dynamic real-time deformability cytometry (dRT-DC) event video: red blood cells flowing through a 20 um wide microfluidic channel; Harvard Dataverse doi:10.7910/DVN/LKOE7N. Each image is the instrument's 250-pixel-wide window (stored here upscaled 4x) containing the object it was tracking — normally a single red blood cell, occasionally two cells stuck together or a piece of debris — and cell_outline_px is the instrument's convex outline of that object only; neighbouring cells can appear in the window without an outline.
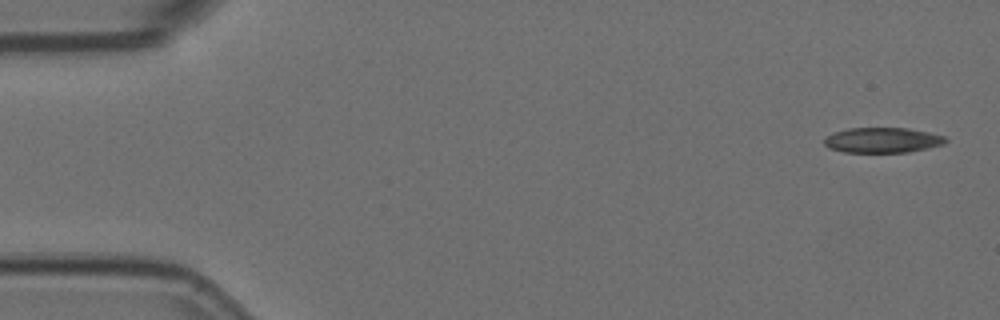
{"species": "Egyptian fruit bat (a non-hibernating species)", "species_latin": "Rousettus aegyptiacus", "temperature_condition": "room temperature", "stored_images_in_passage": 4, "camera_frame_rate_fps": 3000, "um_per_image_px": 0.085, "animal": {"sex": "female"}, "frame": {"image": 1, "passage_image": 1, "time_ms": 0.0, "image_size_px": [1000, 320], "cell_outline_px": [[948, 140], [944, 144], [928, 148], [908, 152], [844, 152], [828, 148], [824, 144], [824, 140], [828, 136], [836, 132], [848, 128], [908, 128], [928, 132], [944, 136]], "centroid_in_image_um": [75.03, 11.91], "position_along_channel_um": 10.0, "area_um2": 17.74}}